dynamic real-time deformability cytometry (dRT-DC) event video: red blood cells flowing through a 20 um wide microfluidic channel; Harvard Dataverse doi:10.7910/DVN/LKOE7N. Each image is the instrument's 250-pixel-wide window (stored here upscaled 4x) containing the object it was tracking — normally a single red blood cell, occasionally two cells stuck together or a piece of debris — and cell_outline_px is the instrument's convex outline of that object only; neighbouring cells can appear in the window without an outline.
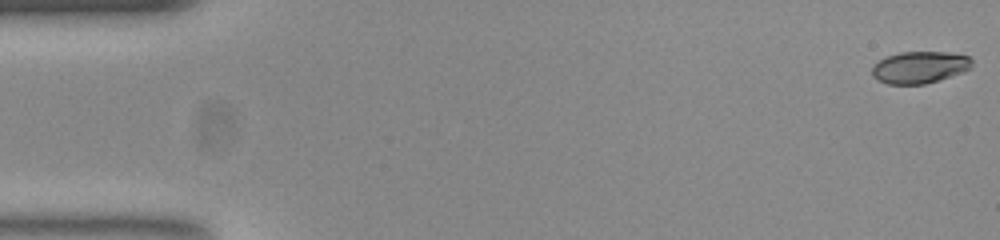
{"species": "common noctule bat (a hibernating species)", "species_latin": "Nyctalus noctula", "temperature_condition": "room temperature", "stored_images_in_passage": 49, "camera_frame_rate_fps": 3000, "um_per_image_px": 0.085, "animal": {"sex": "female", "body_mass_g": 23.0, "forearm_length_mm": 53.4}, "frame": {"image": 1, "passage_image": 1, "time_ms": 0.0, "image_size_px": [1000, 240], "cell_outline_px": [[972, 64], [964, 72], [924, 84], [888, 84], [872, 76], [872, 68], [880, 60], [888, 56], [900, 52], [948, 52], [968, 56], [972, 60]], "centroid_in_image_um": [78.18, 5.72], "position_along_channel_um": 6.8, "area_um2": 18.32}}
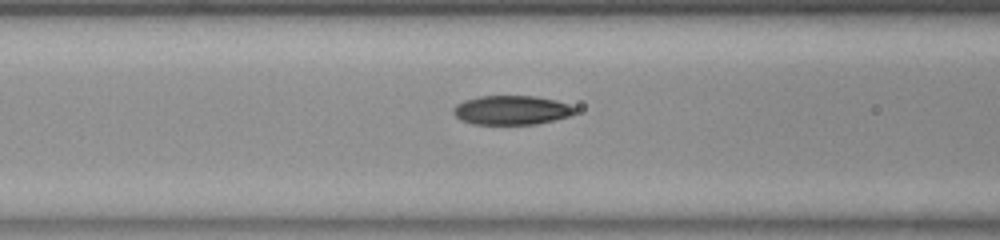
{"frame": {"image": 2, "passage_image": 21, "time_ms": 6.667, "image_size_px": [1000, 240], "cell_outline_px": [[576, 112], [572, 116], [536, 124], [472, 124], [460, 120], [452, 112], [452, 108], [456, 104], [464, 100], [480, 96], [536, 96], [556, 100], [568, 104], [576, 108]], "centroid_in_image_um": [43.48, 9.36], "position_along_channel_um": 123.1, "area_um2": 20.87}}
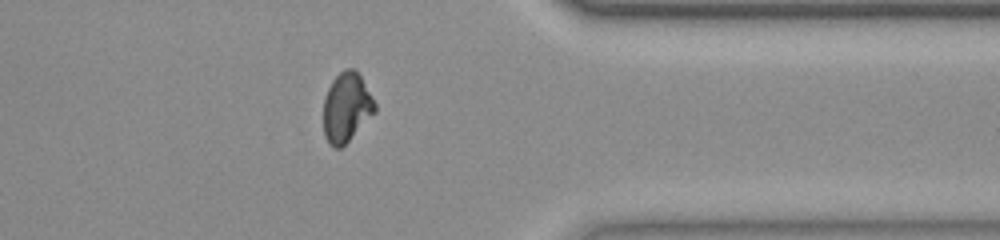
{"frame": {"image": 3, "passage_image": 42, "time_ms": 13.667, "image_size_px": [1000, 240], "cell_outline_px": [[376, 112], [340, 148], [332, 148], [328, 144], [324, 136], [324, 100], [328, 88], [332, 80], [344, 68], [352, 68], [360, 76], [376, 104]], "centroid_in_image_um": [29.44, 9.14], "position_along_channel_um": 382.0, "area_um2": 20.58}, "authors_computed_cell_mechanics": {"area_um2": 20.5768, "velocity_mm_per_s": 3.8892, "shape_relaxation_time_tau1_ms": 8.5638, "shape_relaxation_time_tau2_ms": 4.3812, "deformation_change_tau1": 0.2395, "deformation_change_tau2": 0.0506}}